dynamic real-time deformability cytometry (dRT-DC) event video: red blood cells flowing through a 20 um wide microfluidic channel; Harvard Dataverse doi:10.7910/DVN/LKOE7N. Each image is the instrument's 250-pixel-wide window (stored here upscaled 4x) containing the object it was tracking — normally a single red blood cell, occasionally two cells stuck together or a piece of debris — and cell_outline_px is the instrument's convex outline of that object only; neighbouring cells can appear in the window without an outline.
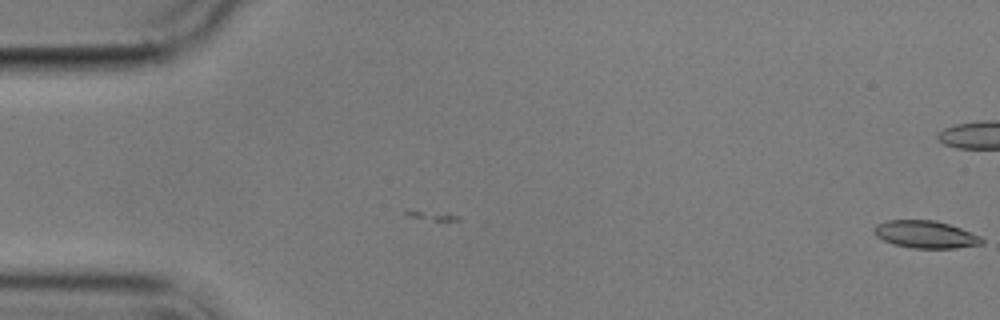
{"species": "common noctule bat (a hibernating species)", "species_latin": "Nyctalus noctula", "temperature_condition": "cold", "stored_images_in_passage": 2, "camera_frame_rate_fps": 3000, "um_per_image_px": 0.085, "animal": {"sex": "male", "body_mass_g": 17.9}, "frame": {"image": 1, "passage_image": 2, "time_ms": 1.333, "image_size_px": [1000, 320], "cell_outline_px": [[984, 244], [956, 248], [912, 248], [892, 244], [876, 236], [872, 232], [872, 228], [876, 224], [888, 220], [936, 220], [960, 228], [980, 236], [984, 240]], "centroid_in_image_um": [78.64, 19.93], "position_along_channel_um": 6.4, "area_um2": 17.34}}